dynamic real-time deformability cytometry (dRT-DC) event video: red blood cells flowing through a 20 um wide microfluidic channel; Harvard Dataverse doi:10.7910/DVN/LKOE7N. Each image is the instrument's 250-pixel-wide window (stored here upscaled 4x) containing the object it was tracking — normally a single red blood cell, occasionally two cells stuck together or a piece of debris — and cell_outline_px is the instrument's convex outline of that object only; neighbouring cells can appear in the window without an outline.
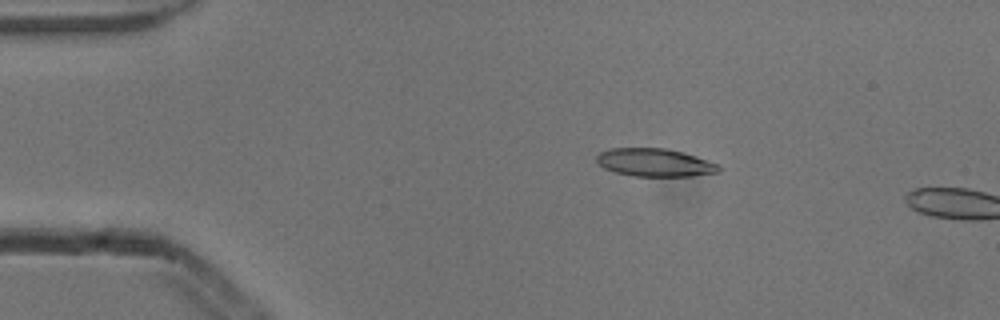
{"species": "common noctule bat (a hibernating species)", "species_latin": "Nyctalus noctula", "temperature_condition": "cold", "stored_images_in_passage": 4, "camera_frame_rate_fps": 3000, "um_per_image_px": 0.085, "animal": {"sex": "male", "body_mass_g": 13.3}, "frame": {"image": 1, "passage_image": 3, "time_ms": 0.667, "image_size_px": [1000, 320], "cell_outline_px": [[720, 172], [692, 176], [632, 176], [616, 172], [604, 168], [596, 160], [596, 156], [600, 152], [612, 148], [664, 148], [680, 152], [720, 164]], "centroid_in_image_um": [55.65, 13.82], "position_along_channel_um": 29.3, "area_um2": 19.77}}